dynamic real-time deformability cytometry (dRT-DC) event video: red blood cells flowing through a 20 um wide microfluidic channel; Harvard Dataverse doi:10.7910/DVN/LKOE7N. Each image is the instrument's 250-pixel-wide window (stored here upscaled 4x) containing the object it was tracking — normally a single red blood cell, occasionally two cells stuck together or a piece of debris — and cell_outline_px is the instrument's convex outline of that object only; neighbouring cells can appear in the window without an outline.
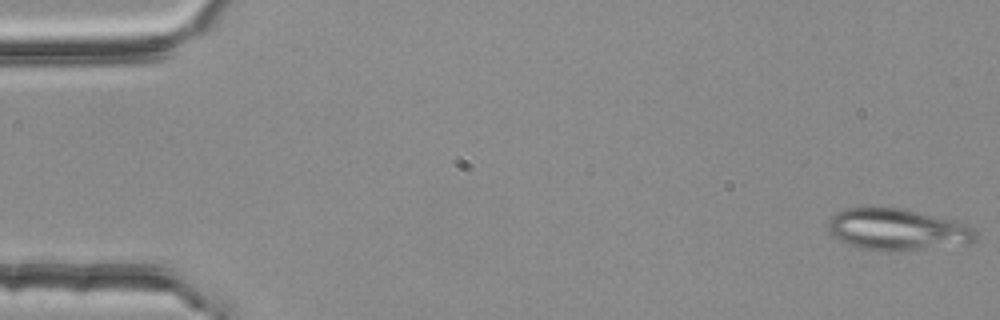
{"species": "common noctule bat (a hibernating species)", "species_latin": "Nyctalus noctula", "temperature_condition": "room temperature", "stored_images_in_passage": 4, "camera_frame_rate_fps": 3000, "um_per_image_px": 0.085, "animal": {"sex": "female", "body_mass_g": 25.1}, "frame": {"image": 1, "passage_image": 1, "time_ms": 0.0, "image_size_px": [1000, 320], "cell_outline_px": [[976, 240], [968, 244], [892, 252], [888, 252], [860, 248], [848, 244], [832, 236], [828, 232], [828, 220], [836, 212], [844, 208], [904, 208], [920, 212], [964, 224], [972, 228], [976, 232]], "centroid_in_image_um": [76.23, 19.52], "position_along_channel_um": 8.8, "area_um2": 35.78}}